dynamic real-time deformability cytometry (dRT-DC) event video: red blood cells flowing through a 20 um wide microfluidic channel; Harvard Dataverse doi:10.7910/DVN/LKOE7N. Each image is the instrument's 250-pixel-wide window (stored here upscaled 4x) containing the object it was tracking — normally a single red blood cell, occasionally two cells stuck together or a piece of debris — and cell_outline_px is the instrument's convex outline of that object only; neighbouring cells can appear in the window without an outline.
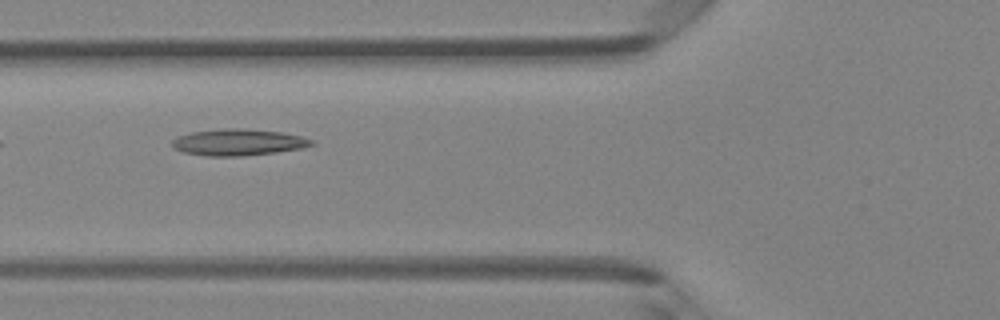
{"species": "Egyptian fruit bat (a non-hibernating species)", "species_latin": "Rousettus aegyptiacus", "temperature_condition": "room temperature", "stored_images_in_passage": 5, "camera_frame_rate_fps": 3000, "um_per_image_px": 0.085, "animal": {"sex": "female"}, "frame": {"image": 1, "passage_image": 5, "time_ms": 1.333, "image_size_px": [1000, 320], "cell_outline_px": [[316, 144], [300, 148], [276, 152], [240, 156], [208, 156], [184, 152], [176, 148], [172, 144], [172, 140], [176, 136], [192, 132], [224, 128], [244, 128], [280, 132], [300, 136], [312, 140]], "centroid_in_image_um": [20.24, 12.08], "position_along_channel_um": 105.6, "area_um2": 21.33}}